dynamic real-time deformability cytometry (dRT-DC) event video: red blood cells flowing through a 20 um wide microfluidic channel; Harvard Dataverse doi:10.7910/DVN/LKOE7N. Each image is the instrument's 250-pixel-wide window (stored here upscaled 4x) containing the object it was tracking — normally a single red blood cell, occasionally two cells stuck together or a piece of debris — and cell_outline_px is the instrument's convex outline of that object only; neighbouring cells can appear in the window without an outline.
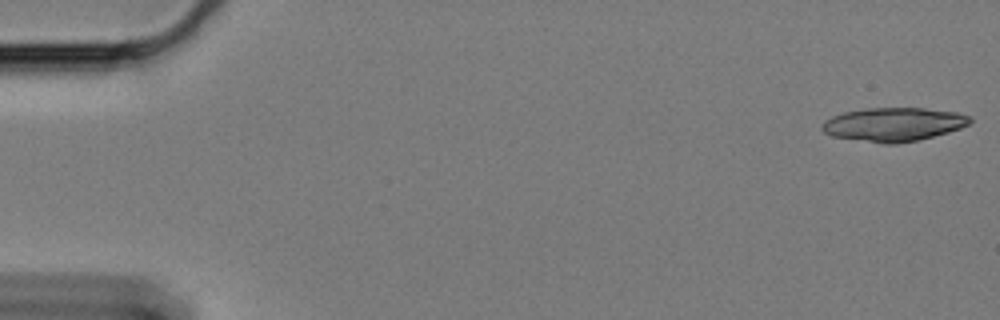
{"species": "Egyptian fruit bat (a non-hibernating species)", "species_latin": "Rousettus aegyptiacus", "temperature_condition": "cold", "stored_images_in_passage": 18, "camera_frame_rate_fps": 3000, "um_per_image_px": 0.085, "animal": {"sex": "female"}, "frame": {"image": 1, "passage_image": 1, "time_ms": 0.0, "image_size_px": [1000, 320], "cell_outline_px": [[972, 120], [968, 124], [960, 128], [948, 132], [916, 140], [896, 144], [884, 144], [832, 136], [824, 132], [820, 128], [824, 120], [832, 116], [844, 112], [868, 108], [924, 108], [956, 112], [972, 116]], "centroid_in_image_um": [75.94, 10.57], "position_along_channel_um": 9.1, "area_um2": 28.96}}
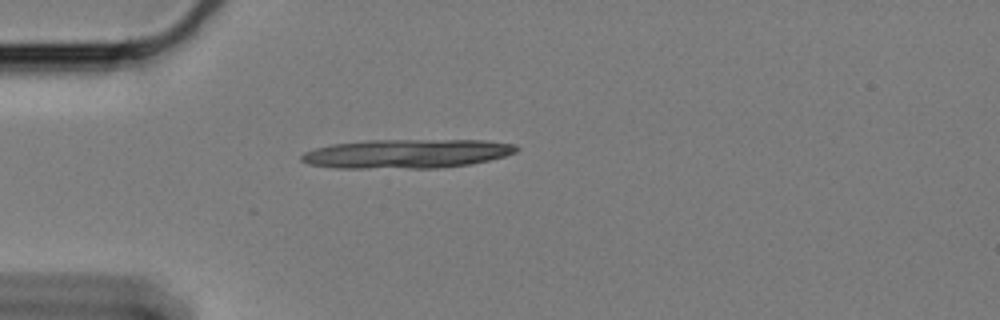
{"frame": {"image": 2, "passage_image": 16, "time_ms": 5.0, "image_size_px": [1000, 320], "cell_outline_px": [[520, 148], [516, 152], [504, 156], [488, 160], [468, 164], [436, 168], [336, 168], [308, 164], [300, 160], [300, 156], [304, 152], [316, 148], [332, 144], [368, 140], [488, 140], [516, 144]], "centroid_in_image_um": [34.58, 13.06], "position_along_channel_um": 50.4, "area_um2": 36.47}}